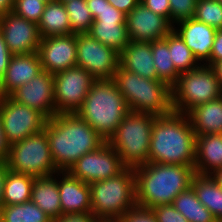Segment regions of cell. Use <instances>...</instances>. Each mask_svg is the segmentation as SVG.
Returning a JSON list of instances; mask_svg holds the SVG:
<instances>
[{"label": "cell", "instance_id": "obj_1", "mask_svg": "<svg viewBox=\"0 0 222 222\" xmlns=\"http://www.w3.org/2000/svg\"><path fill=\"white\" fill-rule=\"evenodd\" d=\"M53 163L59 172L68 169L84 154L97 150L105 141L76 113L56 114L44 126Z\"/></svg>", "mask_w": 222, "mask_h": 222}, {"label": "cell", "instance_id": "obj_2", "mask_svg": "<svg viewBox=\"0 0 222 222\" xmlns=\"http://www.w3.org/2000/svg\"><path fill=\"white\" fill-rule=\"evenodd\" d=\"M196 135L186 114L157 116L150 139L148 163L194 165Z\"/></svg>", "mask_w": 222, "mask_h": 222}, {"label": "cell", "instance_id": "obj_3", "mask_svg": "<svg viewBox=\"0 0 222 222\" xmlns=\"http://www.w3.org/2000/svg\"><path fill=\"white\" fill-rule=\"evenodd\" d=\"M136 204L152 208L172 204L173 200L191 187L196 174L194 165L146 163L134 167Z\"/></svg>", "mask_w": 222, "mask_h": 222}, {"label": "cell", "instance_id": "obj_4", "mask_svg": "<svg viewBox=\"0 0 222 222\" xmlns=\"http://www.w3.org/2000/svg\"><path fill=\"white\" fill-rule=\"evenodd\" d=\"M129 112L116 83L112 79H99L92 84L76 114L108 142Z\"/></svg>", "mask_w": 222, "mask_h": 222}, {"label": "cell", "instance_id": "obj_5", "mask_svg": "<svg viewBox=\"0 0 222 222\" xmlns=\"http://www.w3.org/2000/svg\"><path fill=\"white\" fill-rule=\"evenodd\" d=\"M112 80L131 112L156 116H166L173 112L171 87L167 83L141 77L120 66Z\"/></svg>", "mask_w": 222, "mask_h": 222}, {"label": "cell", "instance_id": "obj_6", "mask_svg": "<svg viewBox=\"0 0 222 222\" xmlns=\"http://www.w3.org/2000/svg\"><path fill=\"white\" fill-rule=\"evenodd\" d=\"M91 188V213L97 219L120 218L136 204L135 170L126 167L117 176L95 181Z\"/></svg>", "mask_w": 222, "mask_h": 222}, {"label": "cell", "instance_id": "obj_7", "mask_svg": "<svg viewBox=\"0 0 222 222\" xmlns=\"http://www.w3.org/2000/svg\"><path fill=\"white\" fill-rule=\"evenodd\" d=\"M157 116L129 112L107 142L120 156L126 167L148 163L150 139Z\"/></svg>", "mask_w": 222, "mask_h": 222}, {"label": "cell", "instance_id": "obj_8", "mask_svg": "<svg viewBox=\"0 0 222 222\" xmlns=\"http://www.w3.org/2000/svg\"><path fill=\"white\" fill-rule=\"evenodd\" d=\"M172 107L187 114L192 108L222 96V88L212 66L200 64L196 69L180 73L171 87Z\"/></svg>", "mask_w": 222, "mask_h": 222}, {"label": "cell", "instance_id": "obj_9", "mask_svg": "<svg viewBox=\"0 0 222 222\" xmlns=\"http://www.w3.org/2000/svg\"><path fill=\"white\" fill-rule=\"evenodd\" d=\"M6 163L15 173L35 178L51 176L59 172L53 163L44 129L10 145Z\"/></svg>", "mask_w": 222, "mask_h": 222}, {"label": "cell", "instance_id": "obj_10", "mask_svg": "<svg viewBox=\"0 0 222 222\" xmlns=\"http://www.w3.org/2000/svg\"><path fill=\"white\" fill-rule=\"evenodd\" d=\"M0 118L9 145L41 132L47 121L38 110L18 103L10 96L0 99Z\"/></svg>", "mask_w": 222, "mask_h": 222}, {"label": "cell", "instance_id": "obj_11", "mask_svg": "<svg viewBox=\"0 0 222 222\" xmlns=\"http://www.w3.org/2000/svg\"><path fill=\"white\" fill-rule=\"evenodd\" d=\"M54 104L57 114L76 113L96 79L78 66L53 74Z\"/></svg>", "mask_w": 222, "mask_h": 222}, {"label": "cell", "instance_id": "obj_12", "mask_svg": "<svg viewBox=\"0 0 222 222\" xmlns=\"http://www.w3.org/2000/svg\"><path fill=\"white\" fill-rule=\"evenodd\" d=\"M76 66L82 67L96 80L112 79L119 67L120 53L88 33L76 34Z\"/></svg>", "mask_w": 222, "mask_h": 222}, {"label": "cell", "instance_id": "obj_13", "mask_svg": "<svg viewBox=\"0 0 222 222\" xmlns=\"http://www.w3.org/2000/svg\"><path fill=\"white\" fill-rule=\"evenodd\" d=\"M125 168L116 150L105 142L97 150L84 154L67 172L72 177L90 184L115 177Z\"/></svg>", "mask_w": 222, "mask_h": 222}, {"label": "cell", "instance_id": "obj_14", "mask_svg": "<svg viewBox=\"0 0 222 222\" xmlns=\"http://www.w3.org/2000/svg\"><path fill=\"white\" fill-rule=\"evenodd\" d=\"M0 31L12 55L37 52L41 40L37 23L11 11L0 15Z\"/></svg>", "mask_w": 222, "mask_h": 222}, {"label": "cell", "instance_id": "obj_15", "mask_svg": "<svg viewBox=\"0 0 222 222\" xmlns=\"http://www.w3.org/2000/svg\"><path fill=\"white\" fill-rule=\"evenodd\" d=\"M9 96L18 103L38 110L47 119L57 114L54 104L53 74L45 70L28 83L18 87Z\"/></svg>", "mask_w": 222, "mask_h": 222}, {"label": "cell", "instance_id": "obj_16", "mask_svg": "<svg viewBox=\"0 0 222 222\" xmlns=\"http://www.w3.org/2000/svg\"><path fill=\"white\" fill-rule=\"evenodd\" d=\"M76 34L41 38L38 46L42 70L55 74L76 66Z\"/></svg>", "mask_w": 222, "mask_h": 222}, {"label": "cell", "instance_id": "obj_17", "mask_svg": "<svg viewBox=\"0 0 222 222\" xmlns=\"http://www.w3.org/2000/svg\"><path fill=\"white\" fill-rule=\"evenodd\" d=\"M126 27L130 41L148 42L162 40L173 30V24L139 3L126 15Z\"/></svg>", "mask_w": 222, "mask_h": 222}, {"label": "cell", "instance_id": "obj_18", "mask_svg": "<svg viewBox=\"0 0 222 222\" xmlns=\"http://www.w3.org/2000/svg\"><path fill=\"white\" fill-rule=\"evenodd\" d=\"M176 25L178 27H175ZM173 30L184 40L200 64H205L210 59L215 28L190 18L175 23Z\"/></svg>", "mask_w": 222, "mask_h": 222}, {"label": "cell", "instance_id": "obj_19", "mask_svg": "<svg viewBox=\"0 0 222 222\" xmlns=\"http://www.w3.org/2000/svg\"><path fill=\"white\" fill-rule=\"evenodd\" d=\"M42 71L37 52L12 55L3 79L0 81L1 97L9 96L21 85L28 83Z\"/></svg>", "mask_w": 222, "mask_h": 222}, {"label": "cell", "instance_id": "obj_20", "mask_svg": "<svg viewBox=\"0 0 222 222\" xmlns=\"http://www.w3.org/2000/svg\"><path fill=\"white\" fill-rule=\"evenodd\" d=\"M59 176L61 215L91 212L90 185L72 177L68 172H59Z\"/></svg>", "mask_w": 222, "mask_h": 222}, {"label": "cell", "instance_id": "obj_21", "mask_svg": "<svg viewBox=\"0 0 222 222\" xmlns=\"http://www.w3.org/2000/svg\"><path fill=\"white\" fill-rule=\"evenodd\" d=\"M119 66L141 77L158 80L151 43L130 41L120 52Z\"/></svg>", "mask_w": 222, "mask_h": 222}, {"label": "cell", "instance_id": "obj_22", "mask_svg": "<svg viewBox=\"0 0 222 222\" xmlns=\"http://www.w3.org/2000/svg\"><path fill=\"white\" fill-rule=\"evenodd\" d=\"M194 169L200 175L222 169V134L196 136Z\"/></svg>", "mask_w": 222, "mask_h": 222}, {"label": "cell", "instance_id": "obj_23", "mask_svg": "<svg viewBox=\"0 0 222 222\" xmlns=\"http://www.w3.org/2000/svg\"><path fill=\"white\" fill-rule=\"evenodd\" d=\"M186 115L196 136L222 134V96L195 106Z\"/></svg>", "mask_w": 222, "mask_h": 222}, {"label": "cell", "instance_id": "obj_24", "mask_svg": "<svg viewBox=\"0 0 222 222\" xmlns=\"http://www.w3.org/2000/svg\"><path fill=\"white\" fill-rule=\"evenodd\" d=\"M55 175L35 178L30 199L52 220L61 216V202L57 179L59 172Z\"/></svg>", "mask_w": 222, "mask_h": 222}, {"label": "cell", "instance_id": "obj_25", "mask_svg": "<svg viewBox=\"0 0 222 222\" xmlns=\"http://www.w3.org/2000/svg\"><path fill=\"white\" fill-rule=\"evenodd\" d=\"M88 34L119 53L130 43L126 20L94 19Z\"/></svg>", "mask_w": 222, "mask_h": 222}, {"label": "cell", "instance_id": "obj_26", "mask_svg": "<svg viewBox=\"0 0 222 222\" xmlns=\"http://www.w3.org/2000/svg\"><path fill=\"white\" fill-rule=\"evenodd\" d=\"M41 38L71 34V25L65 6L54 0L47 2L38 22Z\"/></svg>", "mask_w": 222, "mask_h": 222}, {"label": "cell", "instance_id": "obj_27", "mask_svg": "<svg viewBox=\"0 0 222 222\" xmlns=\"http://www.w3.org/2000/svg\"><path fill=\"white\" fill-rule=\"evenodd\" d=\"M191 187L198 200L211 212L215 220L222 222V189L211 176L195 174Z\"/></svg>", "mask_w": 222, "mask_h": 222}, {"label": "cell", "instance_id": "obj_28", "mask_svg": "<svg viewBox=\"0 0 222 222\" xmlns=\"http://www.w3.org/2000/svg\"><path fill=\"white\" fill-rule=\"evenodd\" d=\"M34 179L35 177L9 169L4 184L3 206L30 201Z\"/></svg>", "mask_w": 222, "mask_h": 222}, {"label": "cell", "instance_id": "obj_29", "mask_svg": "<svg viewBox=\"0 0 222 222\" xmlns=\"http://www.w3.org/2000/svg\"><path fill=\"white\" fill-rule=\"evenodd\" d=\"M172 205L189 222H217L211 212L198 200L192 187L181 192L173 200Z\"/></svg>", "mask_w": 222, "mask_h": 222}, {"label": "cell", "instance_id": "obj_30", "mask_svg": "<svg viewBox=\"0 0 222 222\" xmlns=\"http://www.w3.org/2000/svg\"><path fill=\"white\" fill-rule=\"evenodd\" d=\"M0 222H52V219L33 201L3 206Z\"/></svg>", "mask_w": 222, "mask_h": 222}, {"label": "cell", "instance_id": "obj_31", "mask_svg": "<svg viewBox=\"0 0 222 222\" xmlns=\"http://www.w3.org/2000/svg\"><path fill=\"white\" fill-rule=\"evenodd\" d=\"M151 49L158 80L172 87L180 73L175 69L174 63L170 59L168 43L164 39L153 41L151 42Z\"/></svg>", "mask_w": 222, "mask_h": 222}, {"label": "cell", "instance_id": "obj_32", "mask_svg": "<svg viewBox=\"0 0 222 222\" xmlns=\"http://www.w3.org/2000/svg\"><path fill=\"white\" fill-rule=\"evenodd\" d=\"M164 40L168 43L170 59L179 73L194 70L200 65L184 40L174 30L167 34Z\"/></svg>", "mask_w": 222, "mask_h": 222}, {"label": "cell", "instance_id": "obj_33", "mask_svg": "<svg viewBox=\"0 0 222 222\" xmlns=\"http://www.w3.org/2000/svg\"><path fill=\"white\" fill-rule=\"evenodd\" d=\"M64 6L70 20L71 34L88 33L94 19L86 0H70Z\"/></svg>", "mask_w": 222, "mask_h": 222}, {"label": "cell", "instance_id": "obj_34", "mask_svg": "<svg viewBox=\"0 0 222 222\" xmlns=\"http://www.w3.org/2000/svg\"><path fill=\"white\" fill-rule=\"evenodd\" d=\"M193 18L216 30L222 29V3L218 0H197Z\"/></svg>", "mask_w": 222, "mask_h": 222}, {"label": "cell", "instance_id": "obj_35", "mask_svg": "<svg viewBox=\"0 0 222 222\" xmlns=\"http://www.w3.org/2000/svg\"><path fill=\"white\" fill-rule=\"evenodd\" d=\"M46 4L43 0H14L12 12L38 24Z\"/></svg>", "mask_w": 222, "mask_h": 222}, {"label": "cell", "instance_id": "obj_36", "mask_svg": "<svg viewBox=\"0 0 222 222\" xmlns=\"http://www.w3.org/2000/svg\"><path fill=\"white\" fill-rule=\"evenodd\" d=\"M170 3V22L175 23L193 18L197 0H169Z\"/></svg>", "mask_w": 222, "mask_h": 222}, {"label": "cell", "instance_id": "obj_37", "mask_svg": "<svg viewBox=\"0 0 222 222\" xmlns=\"http://www.w3.org/2000/svg\"><path fill=\"white\" fill-rule=\"evenodd\" d=\"M119 219L121 222H157L151 208L139 206L137 204L126 210Z\"/></svg>", "mask_w": 222, "mask_h": 222}, {"label": "cell", "instance_id": "obj_38", "mask_svg": "<svg viewBox=\"0 0 222 222\" xmlns=\"http://www.w3.org/2000/svg\"><path fill=\"white\" fill-rule=\"evenodd\" d=\"M151 209L157 222H189L172 204H159Z\"/></svg>", "mask_w": 222, "mask_h": 222}, {"label": "cell", "instance_id": "obj_39", "mask_svg": "<svg viewBox=\"0 0 222 222\" xmlns=\"http://www.w3.org/2000/svg\"><path fill=\"white\" fill-rule=\"evenodd\" d=\"M140 3L152 12L159 14L170 21L169 0H140Z\"/></svg>", "mask_w": 222, "mask_h": 222}, {"label": "cell", "instance_id": "obj_40", "mask_svg": "<svg viewBox=\"0 0 222 222\" xmlns=\"http://www.w3.org/2000/svg\"><path fill=\"white\" fill-rule=\"evenodd\" d=\"M97 218L91 212L64 214L52 222H96Z\"/></svg>", "mask_w": 222, "mask_h": 222}, {"label": "cell", "instance_id": "obj_41", "mask_svg": "<svg viewBox=\"0 0 222 222\" xmlns=\"http://www.w3.org/2000/svg\"><path fill=\"white\" fill-rule=\"evenodd\" d=\"M95 19L126 20V15L114 8L109 2H103V8L99 12V16H97Z\"/></svg>", "mask_w": 222, "mask_h": 222}, {"label": "cell", "instance_id": "obj_42", "mask_svg": "<svg viewBox=\"0 0 222 222\" xmlns=\"http://www.w3.org/2000/svg\"><path fill=\"white\" fill-rule=\"evenodd\" d=\"M222 61V29L216 30L210 59L205 63L213 66L215 63Z\"/></svg>", "mask_w": 222, "mask_h": 222}, {"label": "cell", "instance_id": "obj_43", "mask_svg": "<svg viewBox=\"0 0 222 222\" xmlns=\"http://www.w3.org/2000/svg\"><path fill=\"white\" fill-rule=\"evenodd\" d=\"M11 56L12 54L7 48L3 34L0 31V81L3 79Z\"/></svg>", "mask_w": 222, "mask_h": 222}, {"label": "cell", "instance_id": "obj_44", "mask_svg": "<svg viewBox=\"0 0 222 222\" xmlns=\"http://www.w3.org/2000/svg\"><path fill=\"white\" fill-rule=\"evenodd\" d=\"M114 8L128 15L139 3L140 0H107Z\"/></svg>", "mask_w": 222, "mask_h": 222}, {"label": "cell", "instance_id": "obj_45", "mask_svg": "<svg viewBox=\"0 0 222 222\" xmlns=\"http://www.w3.org/2000/svg\"><path fill=\"white\" fill-rule=\"evenodd\" d=\"M10 145L6 141L0 118V162H6Z\"/></svg>", "mask_w": 222, "mask_h": 222}, {"label": "cell", "instance_id": "obj_46", "mask_svg": "<svg viewBox=\"0 0 222 222\" xmlns=\"http://www.w3.org/2000/svg\"><path fill=\"white\" fill-rule=\"evenodd\" d=\"M9 168L6 162H0V210L3 207L4 184Z\"/></svg>", "mask_w": 222, "mask_h": 222}, {"label": "cell", "instance_id": "obj_47", "mask_svg": "<svg viewBox=\"0 0 222 222\" xmlns=\"http://www.w3.org/2000/svg\"><path fill=\"white\" fill-rule=\"evenodd\" d=\"M88 9L91 12L93 19L99 16V12L103 8V2H108L107 0H86Z\"/></svg>", "mask_w": 222, "mask_h": 222}, {"label": "cell", "instance_id": "obj_48", "mask_svg": "<svg viewBox=\"0 0 222 222\" xmlns=\"http://www.w3.org/2000/svg\"><path fill=\"white\" fill-rule=\"evenodd\" d=\"M14 0H0V15L13 10Z\"/></svg>", "mask_w": 222, "mask_h": 222}, {"label": "cell", "instance_id": "obj_49", "mask_svg": "<svg viewBox=\"0 0 222 222\" xmlns=\"http://www.w3.org/2000/svg\"><path fill=\"white\" fill-rule=\"evenodd\" d=\"M211 178L222 189V169H218L210 174Z\"/></svg>", "mask_w": 222, "mask_h": 222}, {"label": "cell", "instance_id": "obj_50", "mask_svg": "<svg viewBox=\"0 0 222 222\" xmlns=\"http://www.w3.org/2000/svg\"><path fill=\"white\" fill-rule=\"evenodd\" d=\"M212 67L214 68L220 87L222 88V61L215 63Z\"/></svg>", "mask_w": 222, "mask_h": 222}, {"label": "cell", "instance_id": "obj_51", "mask_svg": "<svg viewBox=\"0 0 222 222\" xmlns=\"http://www.w3.org/2000/svg\"><path fill=\"white\" fill-rule=\"evenodd\" d=\"M96 222H121L119 218L97 219Z\"/></svg>", "mask_w": 222, "mask_h": 222}, {"label": "cell", "instance_id": "obj_52", "mask_svg": "<svg viewBox=\"0 0 222 222\" xmlns=\"http://www.w3.org/2000/svg\"><path fill=\"white\" fill-rule=\"evenodd\" d=\"M54 1H56V2H61V3H66L67 1H70V0H54Z\"/></svg>", "mask_w": 222, "mask_h": 222}]
</instances>
